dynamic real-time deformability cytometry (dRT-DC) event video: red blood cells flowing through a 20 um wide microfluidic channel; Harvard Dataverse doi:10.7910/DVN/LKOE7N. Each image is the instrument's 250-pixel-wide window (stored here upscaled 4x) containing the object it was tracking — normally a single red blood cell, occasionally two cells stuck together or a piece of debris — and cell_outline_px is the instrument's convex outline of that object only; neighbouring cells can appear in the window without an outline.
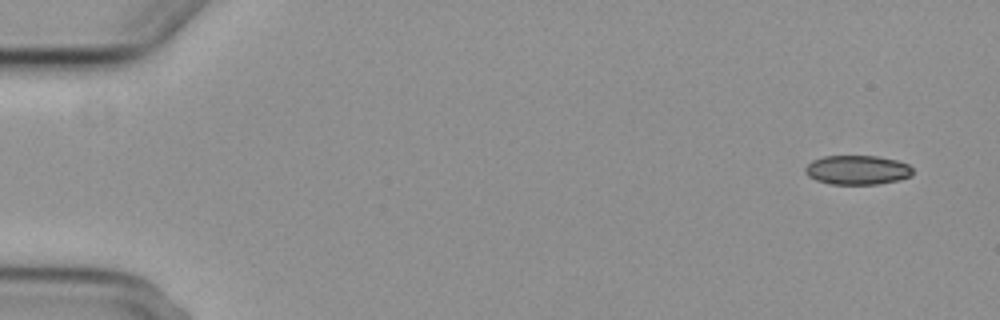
{"species": "common noctule bat (a hibernating species)", "species_latin": "Nyctalus noctula", "temperature_condition": "cold", "stored_images_in_passage": 3, "camera_frame_rate_fps": 3000, "um_per_image_px": 0.085, "animal": {"sex": "female", "body_mass_g": 29.2, "forearm_length_mm": 56.3}, "frame": {"image": 1, "passage_image": 3, "time_ms": 3.667, "image_size_px": [1000, 320], "cell_outline_px": [[912, 176], [896, 180], [876, 184], [832, 184], [816, 180], [808, 176], [804, 172], [804, 168], [812, 160], [824, 156], [876, 156], [896, 160], [908, 164], [912, 168]], "centroid_in_image_um": [72.84, 14.44], "position_along_channel_um": 12.2, "area_um2": 18.26}}